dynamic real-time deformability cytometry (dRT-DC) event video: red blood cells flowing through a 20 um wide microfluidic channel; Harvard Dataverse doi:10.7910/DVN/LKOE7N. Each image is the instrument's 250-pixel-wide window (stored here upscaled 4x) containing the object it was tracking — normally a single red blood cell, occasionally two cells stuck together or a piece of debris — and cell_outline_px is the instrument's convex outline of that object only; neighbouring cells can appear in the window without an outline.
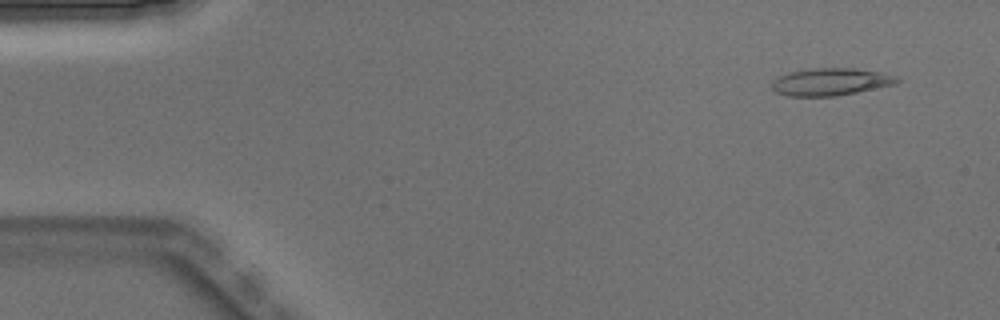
{"species": "Egyptian fruit bat (a non-hibernating species)", "species_latin": "Rousettus aegyptiacus", "temperature_condition": "warm", "stored_images_in_passage": 4, "camera_frame_rate_fps": 3000, "um_per_image_px": 0.085, "animal": {"sex": "male"}, "frame": {"image": 1, "passage_image": 1, "time_ms": 0.0, "image_size_px": [1000, 320], "cell_outline_px": [[900, 80], [896, 84], [836, 96], [788, 96], [776, 92], [772, 88], [772, 80], [776, 76], [788, 72], [816, 68], [856, 68], [880, 72], [896, 76]], "centroid_in_image_um": [70.58, 6.95], "position_along_channel_um": 14.4, "area_um2": 20.0}}
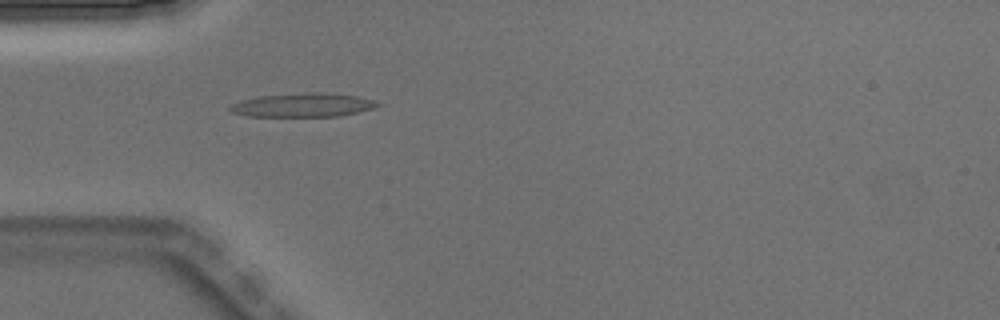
{"frame": {"image": 2, "passage_image": 4, "time_ms": 1.0, "image_size_px": [1000, 320], "cell_outline_px": [[380, 104], [372, 108], [340, 116], [248, 116], [232, 112], [228, 108], [228, 104], [240, 100], [260, 96], [324, 92], [356, 96], [376, 100]], "centroid_in_image_um": [25.71, 8.93], "position_along_channel_um": 59.3, "area_um2": 20.17}}